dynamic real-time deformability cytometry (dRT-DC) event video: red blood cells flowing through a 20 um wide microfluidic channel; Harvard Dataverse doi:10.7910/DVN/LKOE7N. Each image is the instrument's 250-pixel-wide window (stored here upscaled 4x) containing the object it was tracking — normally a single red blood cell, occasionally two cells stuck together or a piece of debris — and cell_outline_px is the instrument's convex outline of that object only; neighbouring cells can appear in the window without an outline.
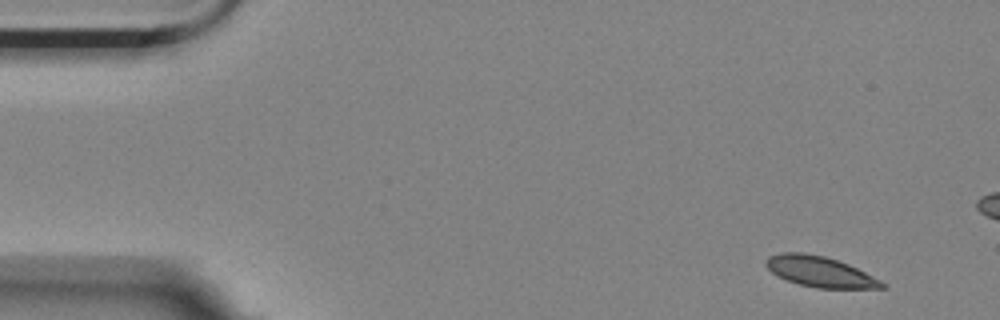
{"species": "Egyptian fruit bat (a non-hibernating species)", "species_latin": "Rousettus aegyptiacus", "temperature_condition": "room temperature", "stored_images_in_passage": 4, "camera_frame_rate_fps": 3000, "um_per_image_px": 0.085, "animal": {"sex": "female"}, "frame": {"image": 1, "passage_image": 1, "time_ms": 0.0, "image_size_px": [1000, 320], "cell_outline_px": [[888, 284], [884, 288], [816, 288], [800, 284], [776, 276], [764, 264], [764, 260], [768, 256], [780, 252], [800, 252], [824, 256], [848, 264]], "centroid_in_image_um": [69.65, 23.08], "position_along_channel_um": 15.3, "area_um2": 20.58}}